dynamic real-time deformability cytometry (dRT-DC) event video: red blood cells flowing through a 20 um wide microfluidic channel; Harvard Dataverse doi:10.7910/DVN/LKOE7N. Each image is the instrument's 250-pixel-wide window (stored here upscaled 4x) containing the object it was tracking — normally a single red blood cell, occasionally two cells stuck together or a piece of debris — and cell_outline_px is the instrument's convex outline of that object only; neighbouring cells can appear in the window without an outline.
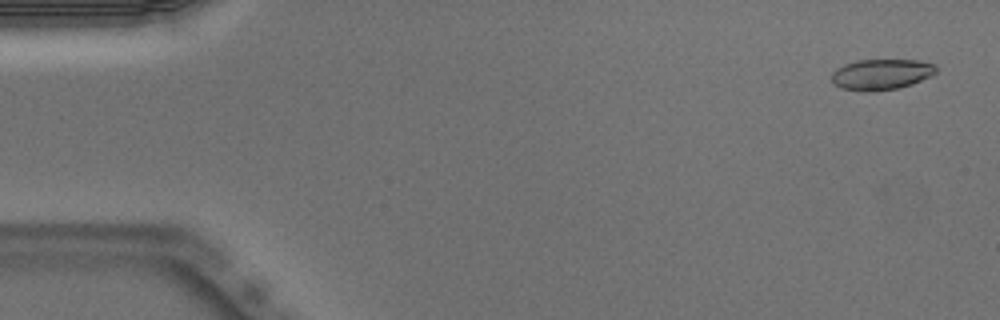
{"species": "Egyptian fruit bat (a non-hibernating species)", "species_latin": "Rousettus aegyptiacus", "temperature_condition": "warm", "stored_images_in_passage": 50, "camera_frame_rate_fps": 3000, "um_per_image_px": 0.085, "animal": {"sex": "male"}, "frame": {"image": 1, "passage_image": 2, "time_ms": 0.333, "image_size_px": [1000, 320], "cell_outline_px": [[936, 72], [932, 76], [912, 84], [896, 88], [876, 92], [864, 92], [840, 88], [832, 84], [832, 72], [836, 68], [844, 64], [856, 60], [916, 60], [936, 64]], "centroid_in_image_um": [74.88, 6.33], "position_along_channel_um": 10.1, "area_um2": 19.02}}
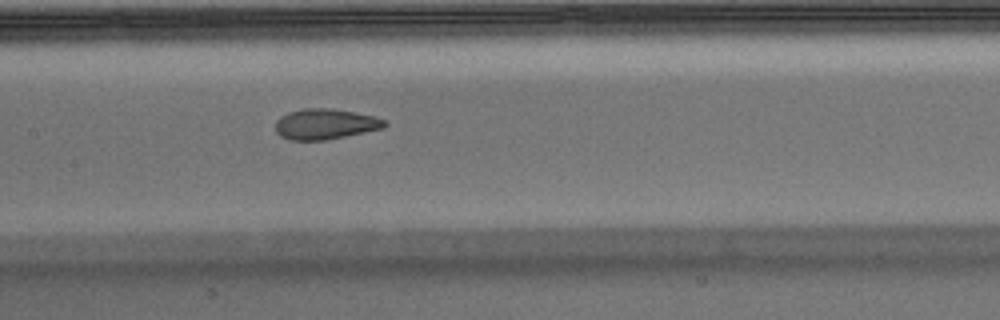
{"frame": {"image": 2, "passage_image": 24, "time_ms": 7.667, "image_size_px": [1000, 320], "cell_outline_px": [[388, 124], [384, 128], [324, 140], [288, 140], [280, 136], [276, 132], [276, 120], [280, 116], [288, 112], [304, 108], [332, 108], [376, 116], [388, 120]], "centroid_in_image_um": [27.66, 10.53], "position_along_channel_um": 179.7, "area_um2": 19.59}}
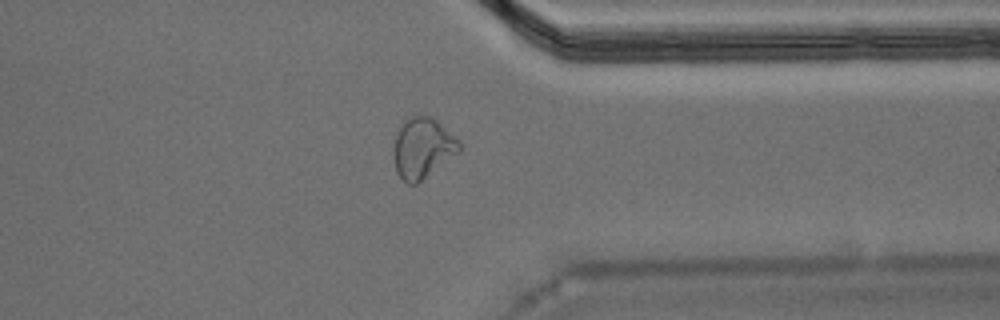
{"frame": {"image": 3, "passage_image": 39, "time_ms": 12.667, "image_size_px": [1000, 320], "cell_outline_px": [[460, 152], [416, 184], [408, 184], [396, 172], [396, 136], [404, 120], [412, 116], [432, 116], [460, 140]], "centroid_in_image_um": [35.98, 12.57], "position_along_channel_um": 375.4, "area_um2": 22.6}, "authors_computed_cell_mechanics": {"area_um2": 19.7965, "velocity_mm_per_s": 4.0034, "shape_relaxation_time_tau1_ms": null, "shape_relaxation_time_tau2_ms": 1.2093, "deformation_change_tau1": null, "deformation_change_tau2": 0.0868}}